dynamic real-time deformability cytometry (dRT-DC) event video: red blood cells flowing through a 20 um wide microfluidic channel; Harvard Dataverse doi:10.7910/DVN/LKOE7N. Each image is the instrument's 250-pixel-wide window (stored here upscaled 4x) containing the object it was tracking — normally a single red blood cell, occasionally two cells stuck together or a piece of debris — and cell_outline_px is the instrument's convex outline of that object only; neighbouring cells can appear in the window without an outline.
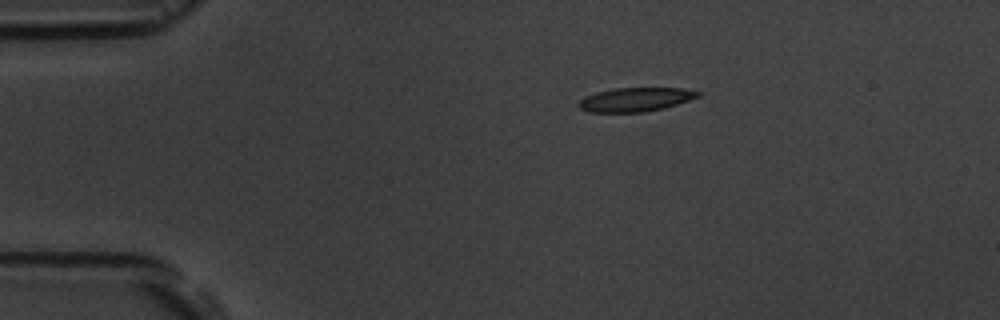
{"species": "common noctule bat (a hibernating species)", "species_latin": "Nyctalus noctula", "temperature_condition": "room temperature", "stored_images_in_passage": 8, "camera_frame_rate_fps": 3000, "um_per_image_px": 0.085, "animal": {"sex": "male", "body_mass_g": 19.5, "forearm_length_mm": 54.6}, "frame": {"image": 1, "passage_image": 1, "time_ms": 0.0, "image_size_px": [1000, 320], "cell_outline_px": [[700, 96], [664, 108], [644, 112], [588, 112], [580, 108], [576, 104], [584, 96], [596, 92], [616, 88], [684, 88], [700, 92]], "centroid_in_image_um": [53.98, 8.46], "position_along_channel_um": 31.0, "area_um2": 16.59}}
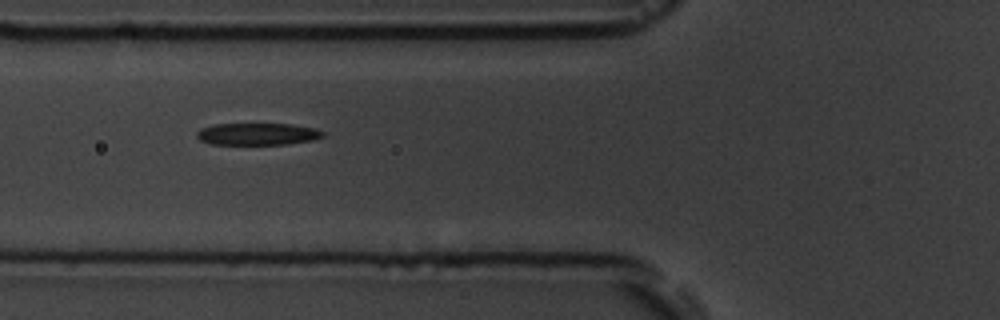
{"frame": {"image": 2, "passage_image": 4, "time_ms": 3.333, "image_size_px": [1000, 320], "cell_outline_px": [[324, 136], [312, 140], [288, 144], [208, 144], [200, 140], [196, 136], [196, 132], [200, 128], [212, 124], [292, 124], [316, 128], [324, 132]], "centroid_in_image_um": [21.86, 11.39], "position_along_channel_um": 103.9, "area_um2": 16.3}}
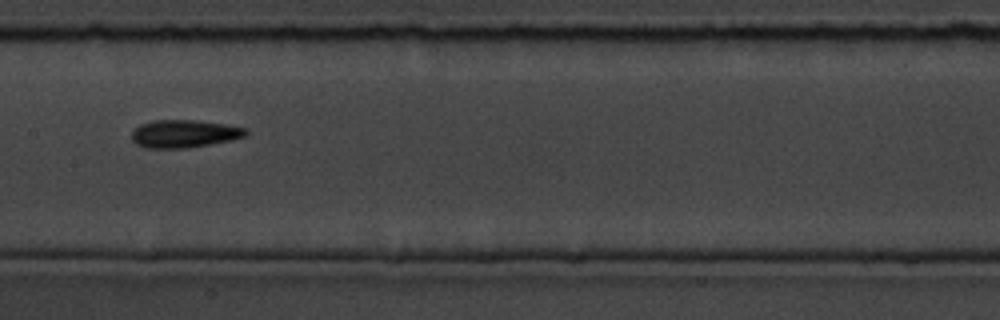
{"frame": {"image": 3, "passage_image": 6, "time_ms": 5.667, "image_size_px": [1000, 320], "cell_outline_px": [[248, 132], [244, 136], [232, 140], [188, 148], [144, 148], [136, 144], [132, 140], [132, 132], [140, 124], [152, 120], [196, 120], [224, 124], [244, 128]], "centroid_in_image_um": [15.62, 11.37], "position_along_channel_um": 191.8, "area_um2": 18.44}}